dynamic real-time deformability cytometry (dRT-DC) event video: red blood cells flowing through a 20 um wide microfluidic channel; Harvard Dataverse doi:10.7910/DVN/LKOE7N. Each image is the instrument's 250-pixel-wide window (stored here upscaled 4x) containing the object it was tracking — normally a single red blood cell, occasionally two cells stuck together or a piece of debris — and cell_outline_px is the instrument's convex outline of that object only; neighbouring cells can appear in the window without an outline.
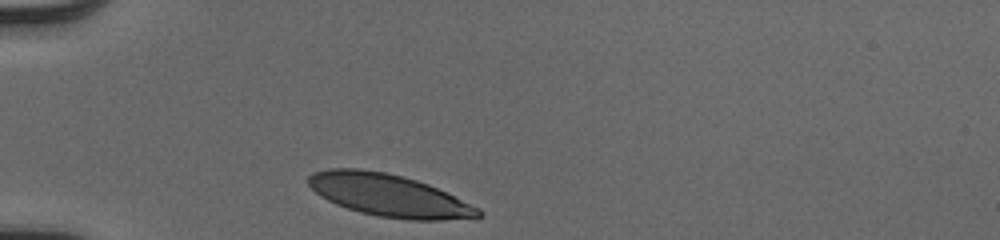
{"species": "human", "species_latin": "Homo sapiens", "temperature_condition": "cold", "stored_images_in_passage": 29, "camera_frame_rate_fps": 3000, "um_per_image_px": 0.085, "donor": {"sex": "male"}, "frame": {"image": 1, "passage_image": 1, "time_ms": 0.0, "image_size_px": [1000, 240], "cell_outline_px": [[484, 216], [440, 220], [408, 220], [376, 216], [360, 212], [336, 204], [320, 196], [308, 184], [308, 176], [312, 172], [328, 168], [360, 168], [384, 172], [404, 176], [428, 184], [480, 208], [484, 212]], "centroid_in_image_um": [33.04, 16.6], "position_along_channel_um": 52.0, "area_um2": 41.91}}
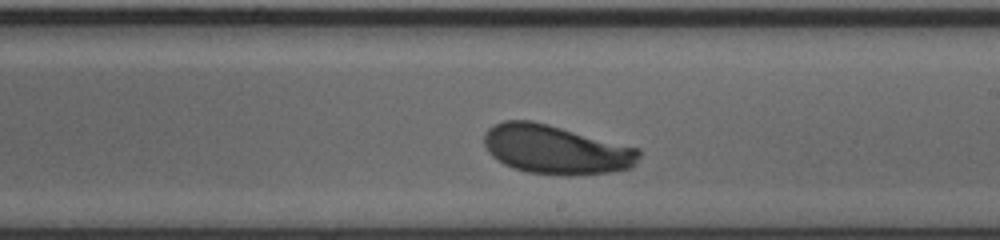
{"frame": {"image": 2, "passage_image": 17, "time_ms": 5.333, "image_size_px": [1000, 240], "cell_outline_px": [[640, 156], [636, 164], [632, 168], [612, 172], [572, 176], [564, 176], [528, 172], [512, 168], [504, 164], [492, 156], [488, 152], [484, 144], [484, 132], [488, 128], [504, 120], [532, 120], [548, 124], [640, 148]], "centroid_in_image_um": [47.27, 12.72], "position_along_channel_um": 241.7, "area_um2": 44.68}}
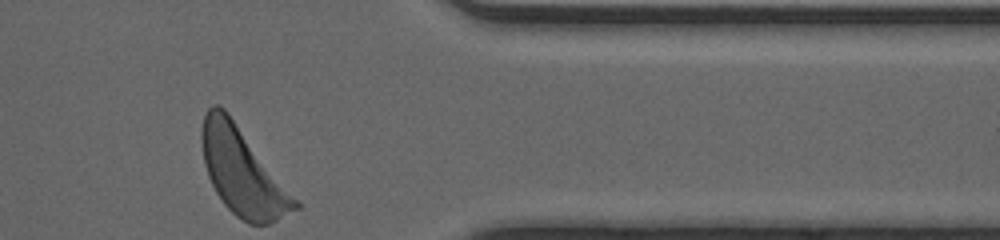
{"frame": {"image": 3, "passage_image": 29, "time_ms": 9.333, "image_size_px": [1000, 240], "cell_outline_px": [[300, 208], [268, 224], [248, 224], [236, 216], [224, 204], [216, 192], [208, 176], [204, 164], [200, 140], [200, 128], [204, 116], [208, 108], [212, 104], [220, 104], [228, 112], [300, 204]], "centroid_in_image_um": [20.56, 14.58], "position_along_channel_um": 390.8, "area_um2": 46.7}, "authors_computed_cell_mechanics": {"area_um2": 43.35, "velocity_mm_per_s": 4.0236, "shape_relaxation_time_tau1_ms": 3.9413, "shape_relaxation_time_tau2_ms": null, "deformation_change_tau1": 0.1882, "deformation_change_tau2": null}}